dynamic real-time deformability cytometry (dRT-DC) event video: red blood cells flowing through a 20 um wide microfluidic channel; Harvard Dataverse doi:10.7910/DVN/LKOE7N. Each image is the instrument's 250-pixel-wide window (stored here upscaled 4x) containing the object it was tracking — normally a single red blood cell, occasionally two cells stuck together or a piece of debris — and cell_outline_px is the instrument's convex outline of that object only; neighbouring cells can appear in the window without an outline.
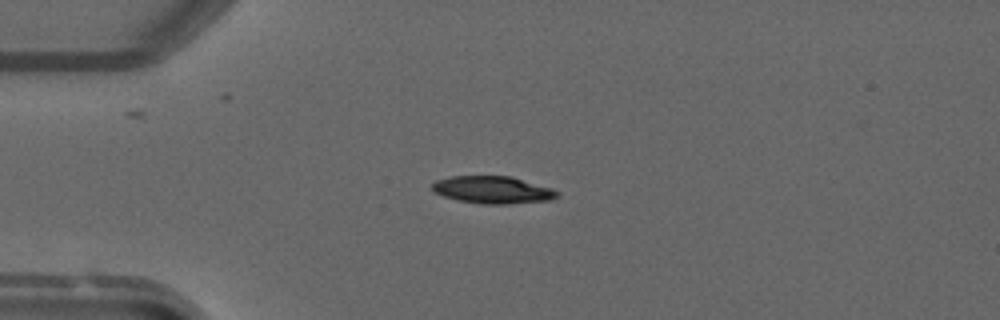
{"species": "common noctule bat (a hibernating species)", "species_latin": "Nyctalus noctula", "temperature_condition": "warm", "stored_images_in_passage": 4, "camera_frame_rate_fps": 3000, "um_per_image_px": 0.085, "animal": {"sex": "male", "forearm_length_mm": 52.5}, "frame": {"image": 1, "passage_image": 4, "time_ms": 3.667, "image_size_px": [1000, 320], "cell_outline_px": [[560, 196], [548, 200], [508, 204], [484, 204], [460, 200], [444, 196], [436, 192], [432, 188], [432, 184], [436, 180], [452, 176], [512, 176], [552, 188], [560, 192]], "centroid_in_image_um": [41.93, 16.13], "position_along_channel_um": 43.1, "area_um2": 19.83}}